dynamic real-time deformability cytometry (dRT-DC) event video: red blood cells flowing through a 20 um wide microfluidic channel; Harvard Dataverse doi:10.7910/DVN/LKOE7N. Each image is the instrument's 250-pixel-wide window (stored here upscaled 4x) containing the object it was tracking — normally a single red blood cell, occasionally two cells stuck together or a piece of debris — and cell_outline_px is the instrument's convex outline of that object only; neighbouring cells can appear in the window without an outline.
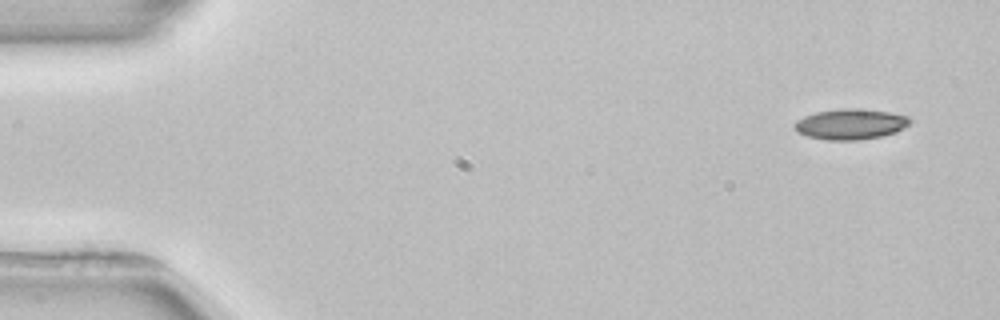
{"species": "common noctule bat (a hibernating species)", "species_latin": "Nyctalus noctula", "temperature_condition": "room temperature", "stored_images_in_passage": 5, "camera_frame_rate_fps": 3000, "um_per_image_px": 0.085, "animal": {"sex": "female", "body_mass_g": 22.7, "forearm_length_mm": 54.2}, "frame": {"image": 1, "passage_image": 1, "time_ms": 0.0, "image_size_px": [1000, 320], "cell_outline_px": [[912, 120], [908, 124], [896, 132], [880, 136], [856, 140], [828, 140], [808, 136], [796, 132], [792, 128], [792, 124], [796, 120], [804, 116], [816, 112], [848, 108], [852, 108], [888, 112], [908, 116]], "centroid_in_image_um": [72.24, 10.55], "position_along_channel_um": 12.8, "area_um2": 20.4}}
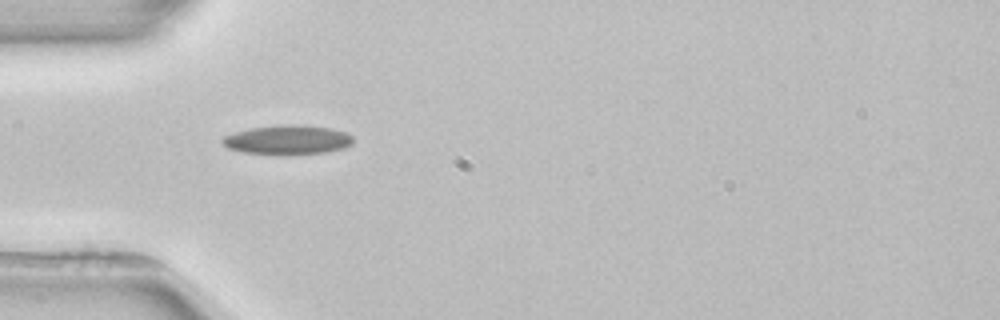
{"frame": {"image": 2, "passage_image": 4, "time_ms": 4.333, "image_size_px": [1000, 320], "cell_outline_px": [[352, 144], [344, 148], [328, 152], [288, 156], [284, 156], [244, 152], [228, 148], [220, 140], [224, 136], [236, 132], [252, 128], [280, 124], [296, 124], [332, 128], [344, 132], [352, 136]], "centroid_in_image_um": [24.46, 11.9], "position_along_channel_um": 60.5, "area_um2": 22.72}}